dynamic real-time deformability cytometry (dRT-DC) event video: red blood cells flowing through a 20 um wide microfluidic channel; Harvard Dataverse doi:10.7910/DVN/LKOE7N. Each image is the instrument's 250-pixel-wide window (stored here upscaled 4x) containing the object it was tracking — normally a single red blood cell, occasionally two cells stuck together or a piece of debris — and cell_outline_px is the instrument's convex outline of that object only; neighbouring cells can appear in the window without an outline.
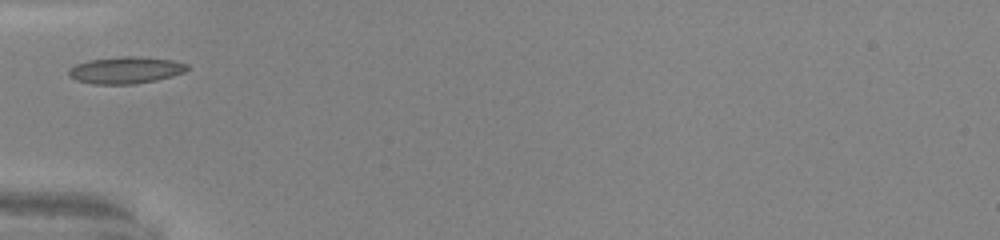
{"species": "common noctule bat (a hibernating species)", "species_latin": "Nyctalus noctula", "temperature_condition": "warm", "stored_images_in_passage": 24, "camera_frame_rate_fps": 3000, "um_per_image_px": 0.085, "animal": {"sex": "male", "body_mass_g": 20.0, "forearm_length_mm": 53.3}, "frame": {"image": 1, "passage_image": 1, "time_ms": 0.0, "image_size_px": [1000, 240], "cell_outline_px": [[188, 68], [184, 72], [172, 76], [156, 80], [132, 84], [92, 84], [76, 80], [68, 76], [68, 68], [76, 64], [88, 60], [120, 56], [136, 56], [172, 60], [188, 64]], "centroid_in_image_um": [10.64, 5.96], "position_along_channel_um": 74.4, "area_um2": 18.61}}
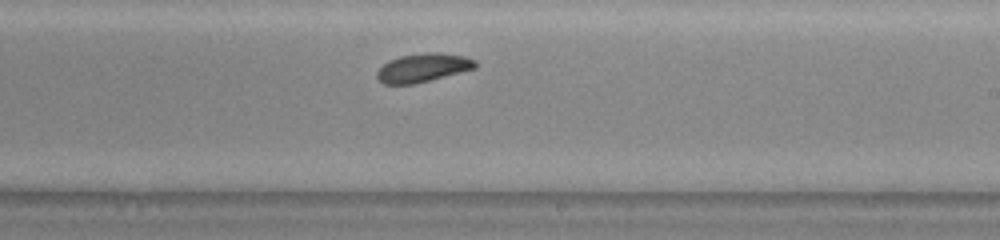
{"frame": {"image": 2, "passage_image": 14, "time_ms": 4.333, "image_size_px": [1000, 240], "cell_outline_px": [[476, 68], [412, 84], [384, 84], [376, 80], [376, 72], [388, 60], [400, 56], [424, 52], [440, 52], [464, 56], [476, 60]], "centroid_in_image_um": [35.92, 5.74], "position_along_channel_um": 253.1, "area_um2": 16.36}}
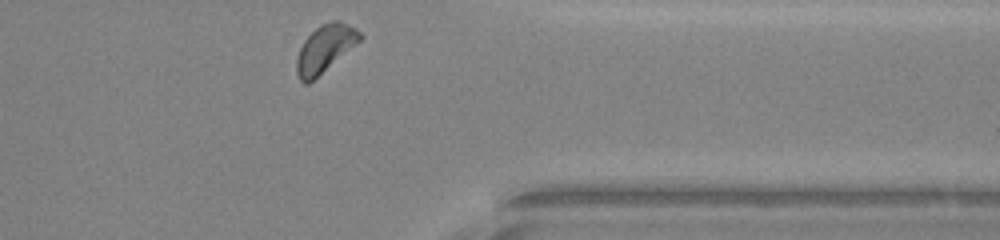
{"frame": {"image": 3, "passage_image": 24, "time_ms": 7.667, "image_size_px": [1000, 240], "cell_outline_px": [[364, 36], [360, 40], [308, 84], [304, 84], [300, 80], [296, 72], [296, 60], [300, 48], [304, 40], [320, 24], [332, 20], [340, 20], [356, 28]], "centroid_in_image_um": [27.61, 4.11], "position_along_channel_um": 383.8, "area_um2": 17.17}, "authors_computed_cell_mechanics": {"area_um2": 16.5597, "velocity_mm_per_s": 4.1292, "shape_relaxation_time_tau1_ms": 1.6681, "shape_relaxation_time_tau2_ms": null, "deformation_change_tau1": 0.0727, "deformation_change_tau2": null}}